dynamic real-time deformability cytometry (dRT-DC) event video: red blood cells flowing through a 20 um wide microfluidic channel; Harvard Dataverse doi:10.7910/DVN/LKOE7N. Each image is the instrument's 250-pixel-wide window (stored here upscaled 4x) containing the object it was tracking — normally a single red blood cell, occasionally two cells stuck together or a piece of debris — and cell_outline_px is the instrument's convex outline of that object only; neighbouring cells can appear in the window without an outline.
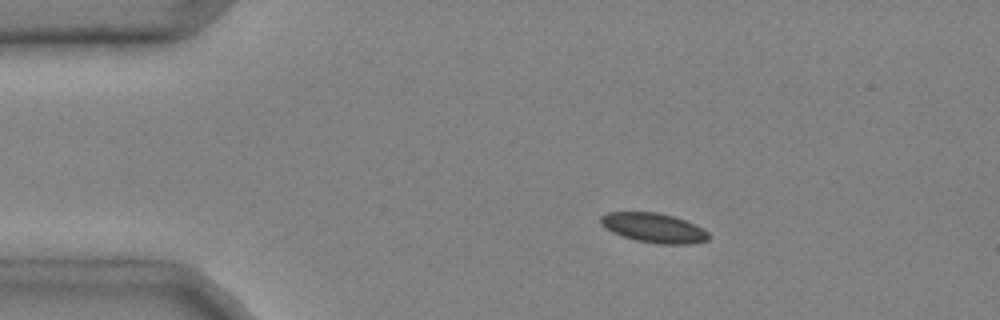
{"species": "common noctule bat (a hibernating species)", "species_latin": "Nyctalus noctula", "temperature_condition": "cold", "stored_images_in_passage": 48, "camera_frame_rate_fps": 3000, "um_per_image_px": 0.085, "animal": {"sex": "male", "body_mass_g": 20.4}, "frame": {"image": 1, "passage_image": 9, "time_ms": 2.667, "image_size_px": [1000, 320], "cell_outline_px": [[712, 236], [708, 240], [692, 244], [656, 244], [636, 240], [612, 232], [604, 228], [600, 224], [600, 216], [608, 212], [656, 212], [672, 216], [696, 224], [704, 228]], "centroid_in_image_um": [55.6, 19.37], "position_along_channel_um": 29.4, "area_um2": 18.79}}
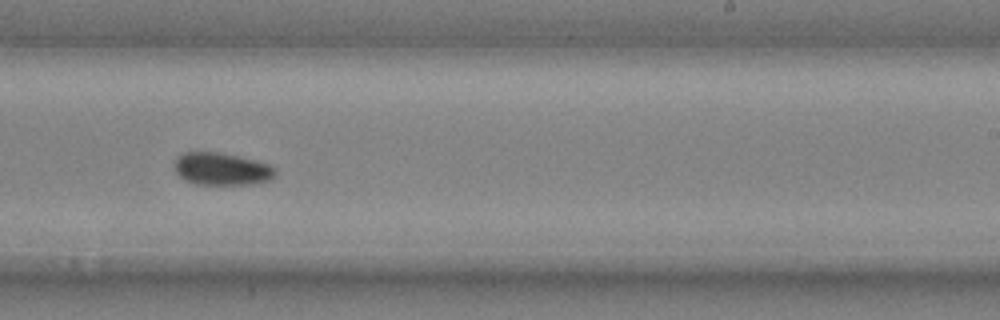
{"frame": {"image": 2, "passage_image": 31, "time_ms": 10.0, "image_size_px": [1000, 320], "cell_outline_px": [[276, 176], [272, 180], [252, 184], [192, 184], [184, 180], [176, 172], [176, 160], [184, 152], [216, 152], [236, 156], [268, 164], [276, 168]], "centroid_in_image_um": [18.88, 14.38], "position_along_channel_um": 270.1, "area_um2": 18.9}}
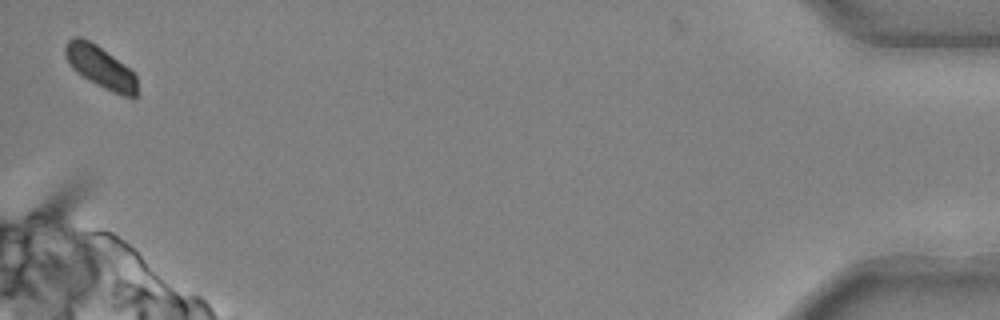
{"frame": {"image": 3, "passage_image": 48, "time_ms": 15.667, "image_size_px": [1000, 320], "cell_outline_px": [[136, 100], [132, 100], [112, 92], [96, 84], [76, 72], [72, 68], [64, 52], [64, 48], [68, 40], [72, 36], [80, 36], [96, 44], [124, 64], [136, 76]], "centroid_in_image_um": [8.54, 5.71], "position_along_channel_um": 426.7, "area_um2": 17.63}, "authors_computed_cell_mechanics": {"area_um2": 18.6694, "velocity_mm_per_s": 3.961, "shape_relaxation_time_tau1_ms": 6.4878, "shape_relaxation_time_tau2_ms": 3.2836, "deformation_change_tau1": 0.1038, "deformation_change_tau2": 0.048}}